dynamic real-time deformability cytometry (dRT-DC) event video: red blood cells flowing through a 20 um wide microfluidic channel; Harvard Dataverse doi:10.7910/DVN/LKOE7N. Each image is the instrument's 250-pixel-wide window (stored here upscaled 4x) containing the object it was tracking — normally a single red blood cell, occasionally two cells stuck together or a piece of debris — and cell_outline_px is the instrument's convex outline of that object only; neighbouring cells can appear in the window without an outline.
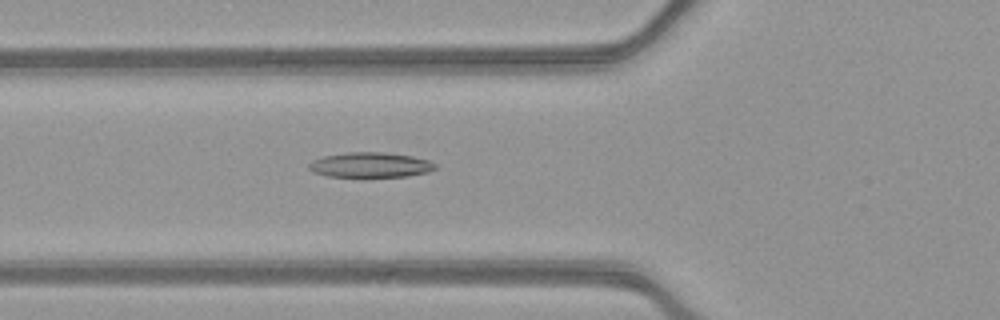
{"species": "common noctule bat (a hibernating species)", "species_latin": "Nyctalus noctula", "temperature_condition": "warm", "stored_images_in_passage": 53, "camera_frame_rate_fps": 3000, "um_per_image_px": 0.085, "animal": {"sex": "female", "body_mass_g": 21.9}, "frame": {"image": 1, "passage_image": 20, "time_ms": 6.333, "image_size_px": [1000, 320], "cell_outline_px": [[436, 168], [428, 172], [408, 176], [364, 180], [360, 180], [328, 176], [312, 172], [308, 168], [308, 164], [312, 160], [324, 156], [348, 152], [380, 152], [412, 156], [428, 160], [436, 164]], "centroid_in_image_um": [31.44, 14.08], "position_along_channel_um": 94.4, "area_um2": 19.48}}
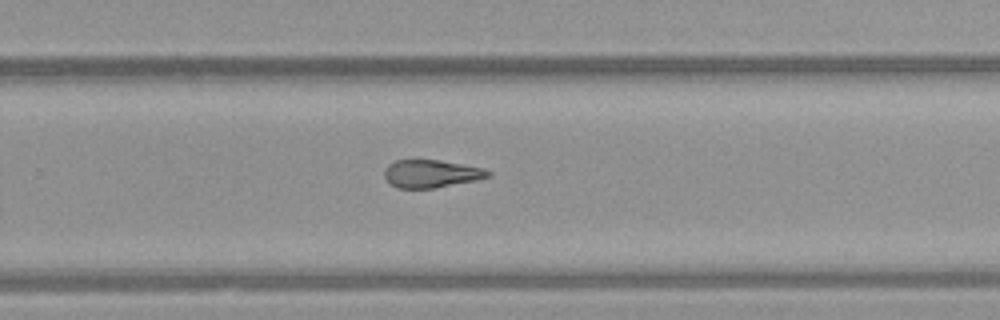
{"frame": {"image": 2, "passage_image": 35, "time_ms": 11.333, "image_size_px": [1000, 320], "cell_outline_px": [[492, 176], [476, 180], [436, 188], [396, 188], [384, 176], [384, 172], [388, 164], [396, 160], [440, 160], [484, 168], [492, 172]], "centroid_in_image_um": [36.69, 14.76], "position_along_channel_um": 293.1, "area_um2": 16.82}}
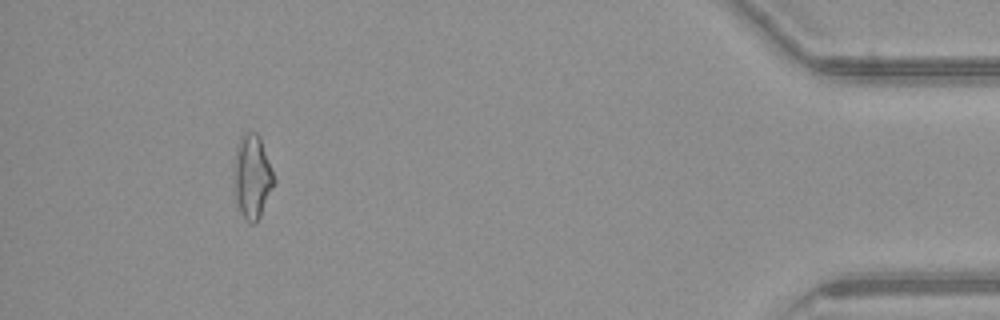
{"frame": {"image": 3, "passage_image": 49, "time_ms": 16.0, "image_size_px": [1000, 320], "cell_outline_px": [[276, 180], [260, 216], [256, 224], [252, 224], [240, 212], [236, 200], [232, 172], [232, 164], [236, 148], [240, 136], [244, 132], [256, 132], [260, 136], [276, 176]], "centroid_in_image_um": [21.43, 14.96], "position_along_channel_um": 413.8, "area_um2": 20.11}, "authors_computed_cell_mechanics": {"area_um2": 18.7272, "velocity_mm_per_s": 3.9666, "shape_relaxation_time_tau1_ms": null, "shape_relaxation_time_tau2_ms": 2.287, "deformation_change_tau1": null, "deformation_change_tau2": 0.1089}}